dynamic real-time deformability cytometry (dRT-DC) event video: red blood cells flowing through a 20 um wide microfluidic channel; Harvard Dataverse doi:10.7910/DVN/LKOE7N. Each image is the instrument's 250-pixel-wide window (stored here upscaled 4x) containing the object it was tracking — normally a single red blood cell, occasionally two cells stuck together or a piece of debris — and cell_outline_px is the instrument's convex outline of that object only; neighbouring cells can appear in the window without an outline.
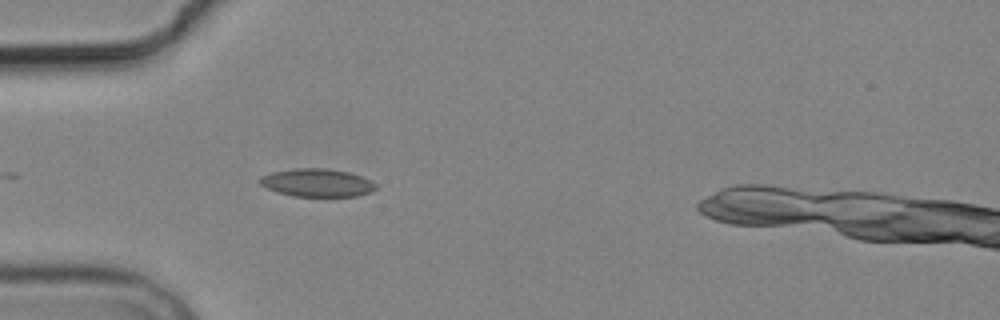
{"species": "common noctule bat (a hibernating species)", "species_latin": "Nyctalus noctula", "temperature_condition": "cold", "stored_images_in_passage": 5, "camera_frame_rate_fps": 3000, "um_per_image_px": 0.085, "animal": {"sex": "male", "body_mass_g": 19.2, "forearm_length_mm": 51.8}, "frame": {"image": 1, "passage_image": 5, "time_ms": 4.667, "image_size_px": [1000, 320], "cell_outline_px": [[376, 188], [368, 192], [356, 196], [296, 196], [276, 192], [260, 184], [256, 180], [260, 176], [272, 172], [296, 168], [328, 168], [348, 172], [360, 176], [376, 184]], "centroid_in_image_um": [26.89, 15.52], "position_along_channel_um": 58.1, "area_um2": 18.79}}